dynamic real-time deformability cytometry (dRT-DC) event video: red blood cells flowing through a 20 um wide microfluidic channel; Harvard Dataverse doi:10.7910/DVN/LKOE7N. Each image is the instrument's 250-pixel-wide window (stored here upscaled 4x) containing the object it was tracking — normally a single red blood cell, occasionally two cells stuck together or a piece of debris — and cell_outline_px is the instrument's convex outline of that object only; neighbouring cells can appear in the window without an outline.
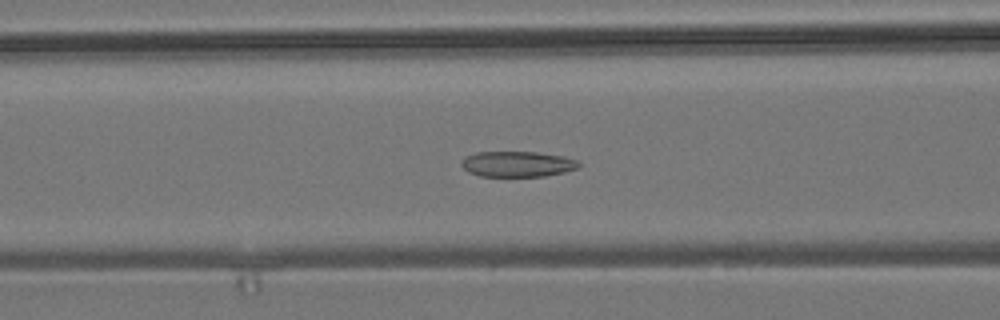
{"species": "common noctule bat (a hibernating species)", "species_latin": "Nyctalus noctula", "temperature_condition": "room temperature", "stored_images_in_passage": 49, "camera_frame_rate_fps": 3000, "um_per_image_px": 0.085, "animal": {"sex": "male", "body_mass_g": 19.2, "forearm_length_mm": 51.8}, "frame": {"image": 1, "passage_image": 17, "time_ms": 5.333, "image_size_px": [1000, 320], "cell_outline_px": [[580, 164], [576, 168], [564, 172], [544, 176], [480, 176], [468, 172], [460, 164], [464, 156], [476, 152], [536, 152], [564, 156], [580, 160]], "centroid_in_image_um": [43.97, 13.94], "position_along_channel_um": 122.6, "area_um2": 17.57}}
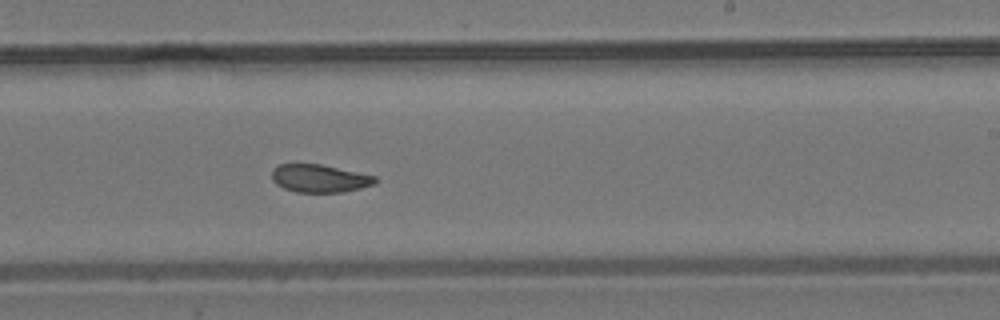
{"frame": {"image": 2, "passage_image": 28, "time_ms": 9.0, "image_size_px": [1000, 320], "cell_outline_px": [[376, 184], [344, 192], [296, 192], [284, 188], [276, 184], [272, 180], [272, 168], [276, 164], [320, 164], [376, 176]], "centroid_in_image_um": [27.14, 15.16], "position_along_channel_um": 261.9, "area_um2": 16.82}}
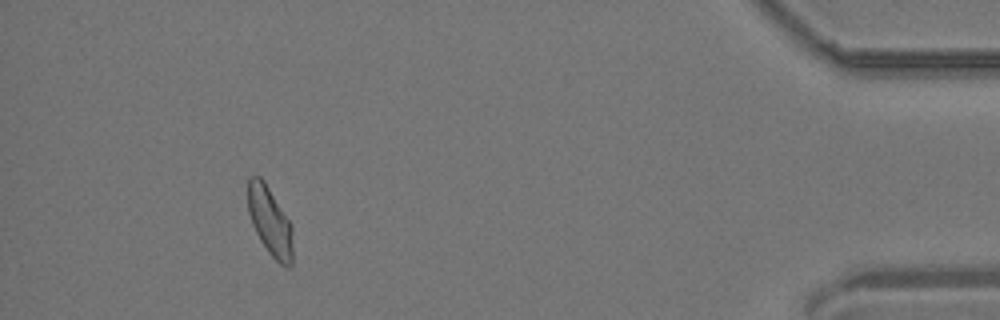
{"frame": {"image": 3, "passage_image": 45, "time_ms": 14.667, "image_size_px": [1000, 320], "cell_outline_px": [[292, 264], [288, 268], [280, 264], [268, 252], [260, 240], [252, 224], [248, 212], [248, 176], [260, 176], [264, 180], [292, 224]], "centroid_in_image_um": [22.95, 18.8], "position_along_channel_um": 412.3, "area_um2": 18.09}, "authors_computed_cell_mechanics": {"area_um2": 18.1492, "velocity_mm_per_s": 3.7975, "shape_relaxation_time_tau1_ms": null, "shape_relaxation_time_tau2_ms": 1.4103, "deformation_change_tau1": null, "deformation_change_tau2": 0.0712}}